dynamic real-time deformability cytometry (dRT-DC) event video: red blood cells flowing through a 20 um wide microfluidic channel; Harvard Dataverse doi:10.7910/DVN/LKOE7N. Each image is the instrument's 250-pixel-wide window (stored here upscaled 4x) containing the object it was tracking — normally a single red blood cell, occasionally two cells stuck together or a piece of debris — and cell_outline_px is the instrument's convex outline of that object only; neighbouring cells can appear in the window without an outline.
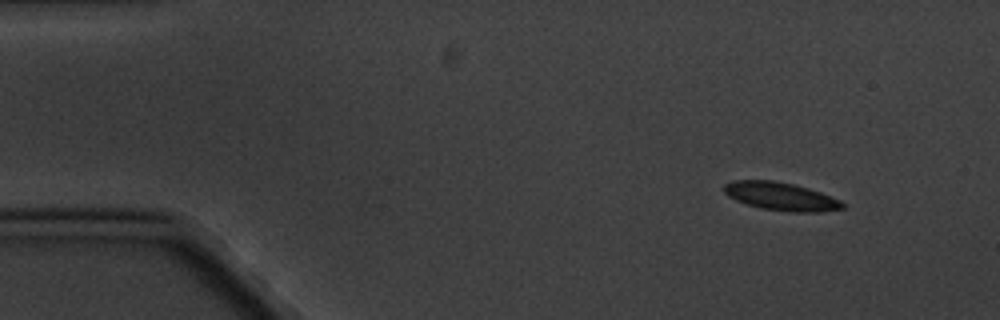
{"species": "common noctule bat (a hibernating species)", "species_latin": "Nyctalus noctula", "temperature_condition": "cold", "stored_images_in_passage": 5, "camera_frame_rate_fps": 3000, "um_per_image_px": 0.085, "animal": {"sex": "male", "body_mass_g": 20.1, "forearm_length_mm": 53.5}, "frame": {"image": 1, "passage_image": 1, "time_ms": 0.0, "image_size_px": [1000, 320], "cell_outline_px": [[844, 208], [820, 212], [792, 212], [760, 208], [736, 200], [728, 196], [724, 192], [724, 184], [732, 180], [772, 180], [792, 184], [808, 188], [820, 192], [840, 200], [844, 204]], "centroid_in_image_um": [66.36, 16.69], "position_along_channel_um": 18.6, "area_um2": 19.31}}
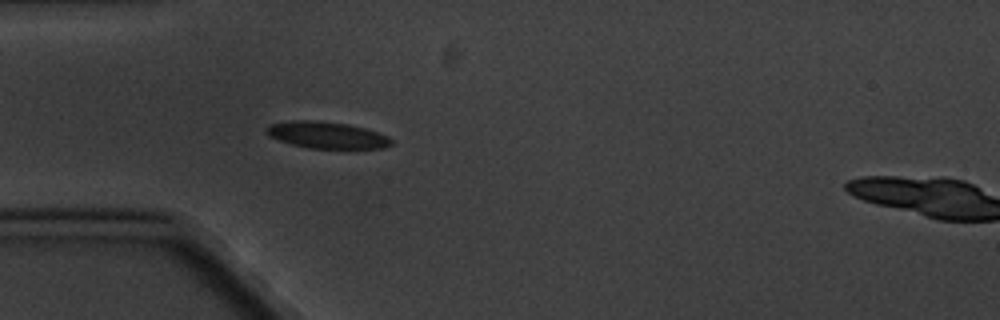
{"frame": {"image": 2, "passage_image": 4, "time_ms": 3.667, "image_size_px": [1000, 320], "cell_outline_px": [[392, 144], [384, 148], [308, 148], [292, 144], [268, 136], [264, 132], [264, 128], [272, 124], [292, 120], [316, 120], [348, 124], [364, 128], [388, 136], [392, 140]], "centroid_in_image_um": [27.75, 11.47], "position_along_channel_um": 57.2, "area_um2": 19.36}}